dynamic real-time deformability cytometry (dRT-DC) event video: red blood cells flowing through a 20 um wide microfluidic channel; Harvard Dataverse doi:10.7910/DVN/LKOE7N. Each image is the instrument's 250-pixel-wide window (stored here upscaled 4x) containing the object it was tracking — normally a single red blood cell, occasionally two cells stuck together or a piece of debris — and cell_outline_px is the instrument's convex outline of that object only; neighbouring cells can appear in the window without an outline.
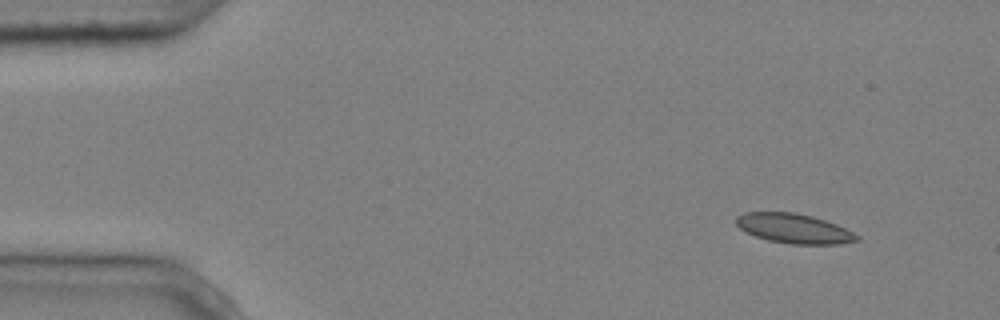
{"species": "common noctule bat (a hibernating species)", "species_latin": "Nyctalus noctula", "temperature_condition": "cold", "stored_images_in_passage": 4, "camera_frame_rate_fps": 3000, "um_per_image_px": 0.085, "animal": {"sex": "male", "body_mass_g": 20.4}, "frame": {"image": 1, "passage_image": 1, "time_ms": 0.0, "image_size_px": [1000, 320], "cell_outline_px": [[860, 240], [840, 244], [792, 244], [768, 240], [744, 232], [736, 224], [736, 216], [744, 212], [792, 212], [812, 216], [836, 224], [860, 236]], "centroid_in_image_um": [67.47, 19.42], "position_along_channel_um": 17.5, "area_um2": 20.81}}
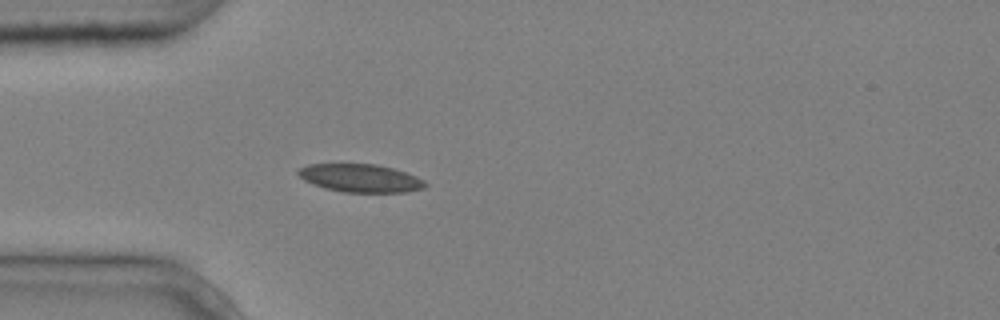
{"frame": {"image": 2, "passage_image": 4, "time_ms": 1.0, "image_size_px": [1000, 320], "cell_outline_px": [[428, 184], [424, 188], [408, 192], [344, 192], [324, 188], [304, 180], [296, 172], [300, 168], [308, 164], [376, 164], [392, 168], [416, 176], [424, 180]], "centroid_in_image_um": [30.65, 15.14], "position_along_channel_um": 54.4, "area_um2": 20.69}}